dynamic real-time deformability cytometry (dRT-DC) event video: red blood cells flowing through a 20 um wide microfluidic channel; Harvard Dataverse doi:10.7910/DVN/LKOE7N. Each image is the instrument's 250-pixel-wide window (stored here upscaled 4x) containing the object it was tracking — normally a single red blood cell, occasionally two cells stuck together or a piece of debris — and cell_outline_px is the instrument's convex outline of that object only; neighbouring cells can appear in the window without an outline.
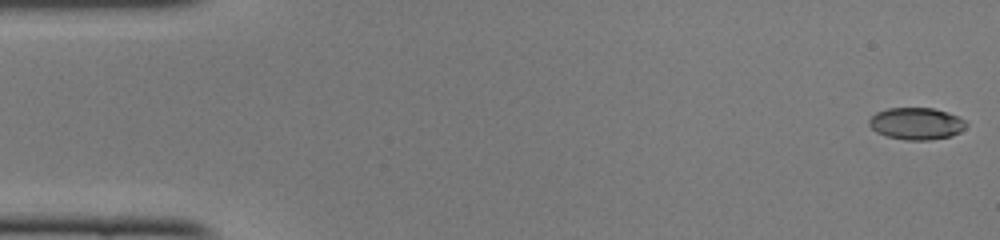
{"species": "common noctule bat (a hibernating species)", "species_latin": "Nyctalus noctula", "temperature_condition": "cold", "stored_images_in_passage": 49, "camera_frame_rate_fps": 3000, "um_per_image_px": 0.085, "animal": {"sex": "female", "body_mass_g": 22.0, "forearm_length_mm": 56.7}, "frame": {"image": 1, "passage_image": 1, "time_ms": 0.0, "image_size_px": [1000, 240], "cell_outline_px": [[968, 124], [960, 132], [952, 136], [928, 140], [908, 140], [884, 136], [876, 132], [868, 124], [868, 120], [876, 112], [888, 108], [932, 108], [948, 112], [964, 120]], "centroid_in_image_um": [77.87, 10.51], "position_along_channel_um": 7.1, "area_um2": 18.15}}
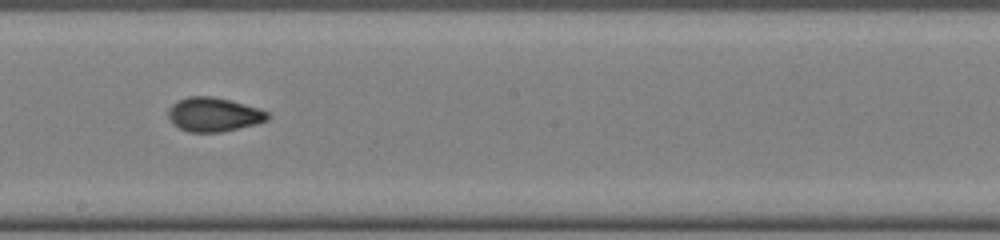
{"frame": {"image": 2, "passage_image": 27, "time_ms": 8.667, "image_size_px": [1000, 240], "cell_outline_px": [[272, 116], [268, 120], [256, 124], [220, 132], [188, 132], [172, 124], [168, 116], [168, 108], [172, 104], [188, 96], [212, 96], [244, 104], [268, 112]], "centroid_in_image_um": [18.15, 9.74], "position_along_channel_um": 230.0, "area_um2": 19.65}}
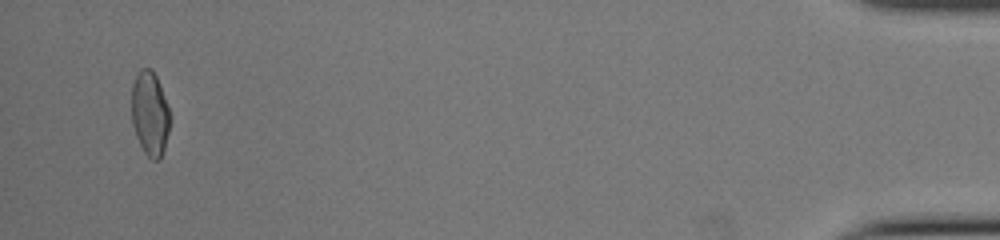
{"frame": {"image": 3, "passage_image": 47, "time_ms": 15.333, "image_size_px": [1000, 240], "cell_outline_px": [[168, 132], [164, 148], [160, 160], [152, 160], [144, 152], [136, 136], [132, 124], [132, 84], [140, 68], [152, 68], [156, 76], [164, 96], [168, 108]], "centroid_in_image_um": [12.72, 9.65], "position_along_channel_um": 422.5, "area_um2": 18.55}, "authors_computed_cell_mechanics": {"area_um2": 18.785, "velocity_mm_per_s": 4.1175, "shape_relaxation_time_tau1_ms": 5.7079, "shape_relaxation_time_tau2_ms": 1.4725, "deformation_change_tau1": 0.182, "deformation_change_tau2": 0.0534}}